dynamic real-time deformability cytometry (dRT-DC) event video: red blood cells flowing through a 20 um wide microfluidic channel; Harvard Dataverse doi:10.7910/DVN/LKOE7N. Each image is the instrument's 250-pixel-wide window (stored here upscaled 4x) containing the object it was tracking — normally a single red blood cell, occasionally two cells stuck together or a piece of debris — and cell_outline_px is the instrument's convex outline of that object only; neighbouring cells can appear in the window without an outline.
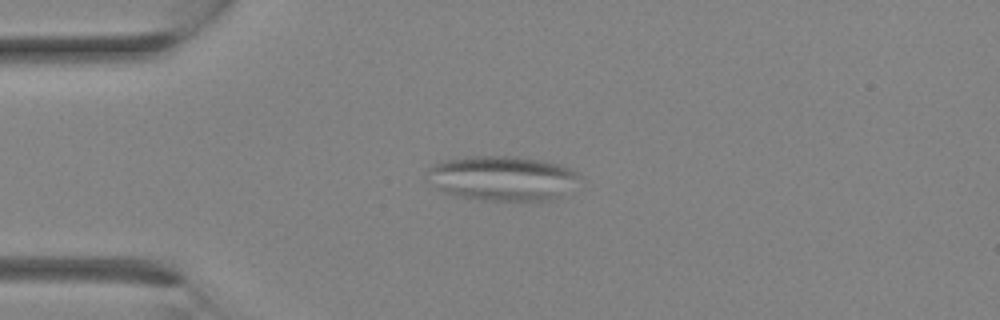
{"species": "Egyptian fruit bat (a non-hibernating species)", "species_latin": "Rousettus aegyptiacus", "temperature_condition": "room temperature", "stored_images_in_passage": 16, "camera_frame_rate_fps": 3000, "um_per_image_px": 0.085, "animal": {"sex": "female"}, "frame": {"image": 1, "passage_image": 7, "time_ms": 2.0, "image_size_px": [1000, 320], "cell_outline_px": [[580, 176], [560, 196], [552, 200], [536, 204], [480, 200], [440, 192], [428, 172], [428, 168], [432, 164], [444, 160], [472, 156], [516, 156], [544, 160], [560, 164], [572, 168]], "centroid_in_image_um": [42.74, 15.18], "position_along_channel_um": 42.3, "area_um2": 40.4}}